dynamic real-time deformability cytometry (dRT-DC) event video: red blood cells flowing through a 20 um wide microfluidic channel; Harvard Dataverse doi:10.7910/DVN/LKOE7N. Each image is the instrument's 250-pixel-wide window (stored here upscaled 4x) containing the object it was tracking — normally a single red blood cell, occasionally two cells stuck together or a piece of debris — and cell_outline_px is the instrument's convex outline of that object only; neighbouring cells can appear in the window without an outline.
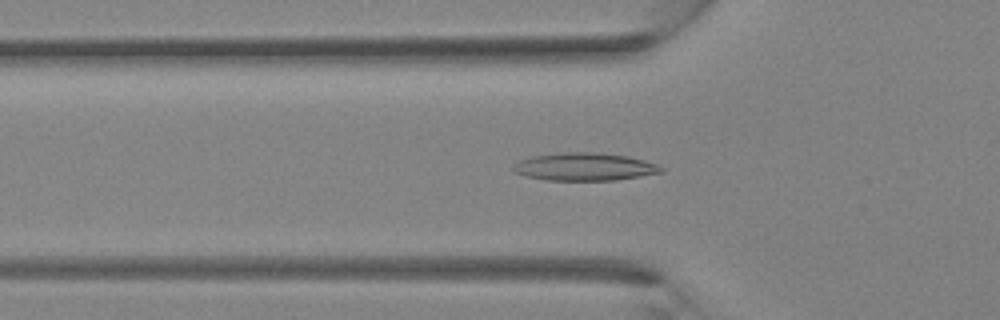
{"species": "Egyptian fruit bat (a non-hibernating species)", "species_latin": "Rousettus aegyptiacus", "temperature_condition": "room temperature", "stored_images_in_passage": 37, "camera_frame_rate_fps": 3000, "um_per_image_px": 0.085, "animal": {"sex": "female"}, "frame": {"image": 1, "passage_image": 12, "time_ms": 3.667, "image_size_px": [1000, 320], "cell_outline_px": [[664, 172], [616, 180], [544, 180], [524, 176], [512, 172], [512, 168], [520, 160], [532, 156], [560, 152], [596, 152], [628, 156], [644, 160], [656, 164], [664, 168]], "centroid_in_image_um": [49.67, 14.17], "position_along_channel_um": 76.1, "area_um2": 24.1}}
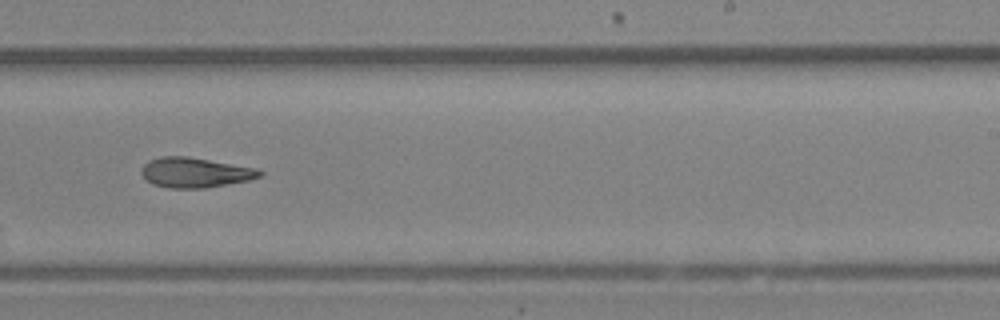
{"frame": {"image": 2, "passage_image": 23, "time_ms": 7.333, "image_size_px": [1000, 320], "cell_outline_px": [[264, 172], [260, 176], [248, 180], [204, 188], [168, 188], [152, 184], [140, 172], [140, 168], [148, 160], [160, 156], [188, 156], [260, 168]], "centroid_in_image_um": [16.58, 14.65], "position_along_channel_um": 272.4, "area_um2": 20.87}}
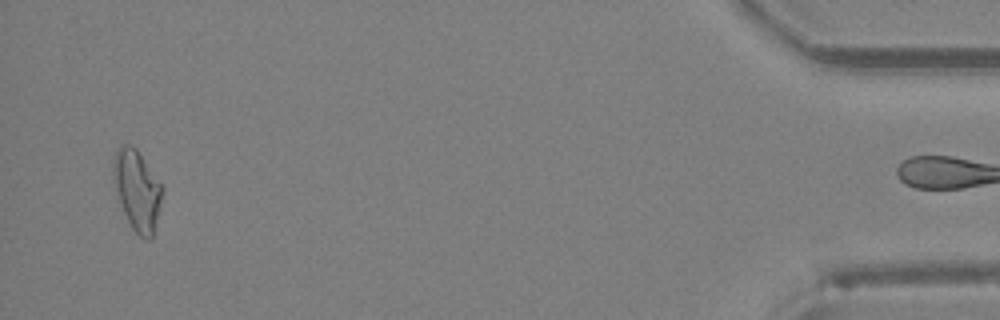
{"frame": {"image": 3, "passage_image": 36, "time_ms": 11.667, "image_size_px": [1000, 320], "cell_outline_px": [[164, 188], [152, 236], [148, 240], [140, 236], [132, 228], [124, 212], [112, 176], [112, 160], [120, 144], [132, 144], [136, 148]], "centroid_in_image_um": [11.64, 16.1], "position_along_channel_um": 423.6, "area_um2": 22.48}}